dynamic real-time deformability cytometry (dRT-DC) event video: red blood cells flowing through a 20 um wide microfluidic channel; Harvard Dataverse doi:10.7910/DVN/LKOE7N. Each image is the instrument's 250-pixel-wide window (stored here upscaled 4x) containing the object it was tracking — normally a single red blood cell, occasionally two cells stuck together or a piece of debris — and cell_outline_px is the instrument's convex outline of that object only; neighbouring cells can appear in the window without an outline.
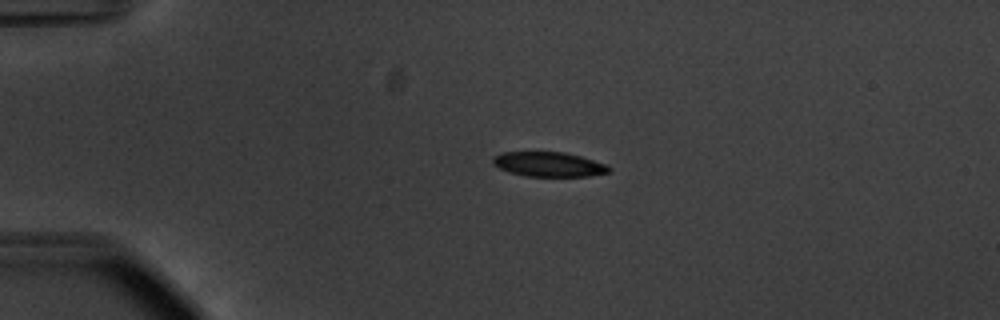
{"species": "common noctule bat (a hibernating species)", "species_latin": "Nyctalus noctula", "temperature_condition": "warm", "stored_images_in_passage": 43, "camera_frame_rate_fps": 3000, "um_per_image_px": 0.085, "animal": {"sex": "male", "body_mass_g": 20.1, "forearm_length_mm": 53.5}, "frame": {"image": 1, "passage_image": 1, "time_ms": 0.0, "image_size_px": [1000, 320], "cell_outline_px": [[612, 172], [588, 176], [528, 176], [508, 172], [492, 164], [492, 160], [500, 152], [564, 152], [580, 156], [608, 164], [612, 168]], "centroid_in_image_um": [46.69, 13.97], "position_along_channel_um": 38.3, "area_um2": 16.76}}
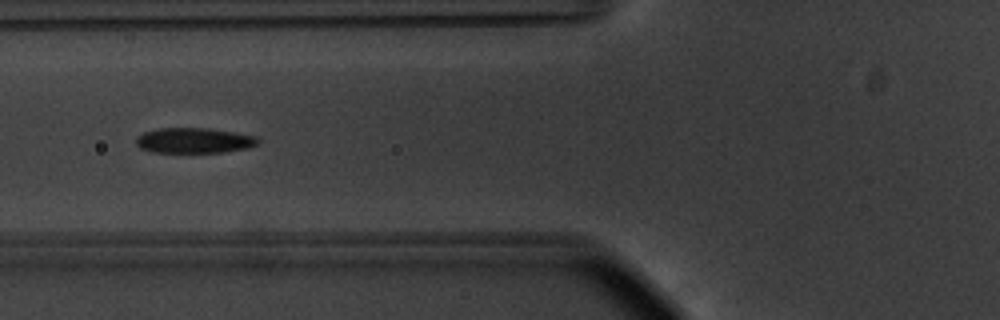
{"frame": {"image": 2, "passage_image": 10, "time_ms": 3.0, "image_size_px": [1000, 320], "cell_outline_px": [[260, 144], [248, 148], [224, 152], [152, 152], [140, 148], [136, 144], [136, 136], [144, 132], [160, 128], [208, 128], [256, 136], [260, 140]], "centroid_in_image_um": [16.51, 11.94], "position_along_channel_um": 109.3, "area_um2": 18.03}}
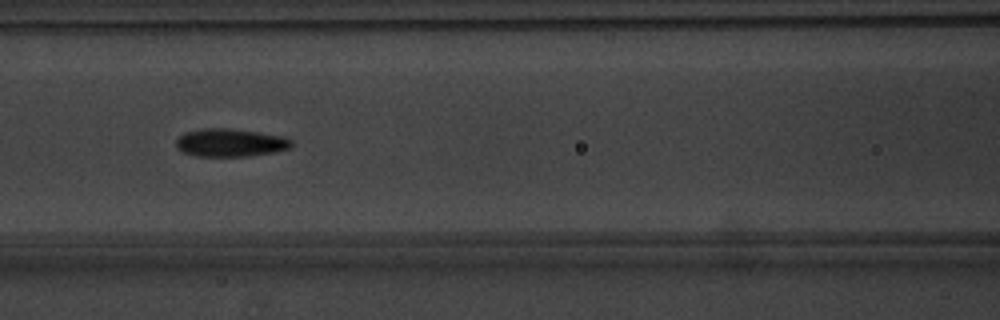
{"frame": {"image": 3, "passage_image": 13, "time_ms": 4.0, "image_size_px": [1000, 320], "cell_outline_px": [[292, 148], [276, 152], [248, 156], [196, 156], [180, 152], [176, 148], [176, 140], [184, 132], [204, 128], [228, 128], [284, 136], [292, 140]], "centroid_in_image_um": [19.57, 12.13], "position_along_channel_um": 147.0, "area_um2": 19.02}, "authors_computed_cell_mechanics": {"area_um2": 18.1492, "velocity_mm_per_s": 3.7316, "shape_relaxation_time_tau1_ms": 2.4478, "shape_relaxation_time_tau2_ms": 2.2305, "deformation_change_tau1": 0.1297, "deformation_change_tau2": 0.072}}